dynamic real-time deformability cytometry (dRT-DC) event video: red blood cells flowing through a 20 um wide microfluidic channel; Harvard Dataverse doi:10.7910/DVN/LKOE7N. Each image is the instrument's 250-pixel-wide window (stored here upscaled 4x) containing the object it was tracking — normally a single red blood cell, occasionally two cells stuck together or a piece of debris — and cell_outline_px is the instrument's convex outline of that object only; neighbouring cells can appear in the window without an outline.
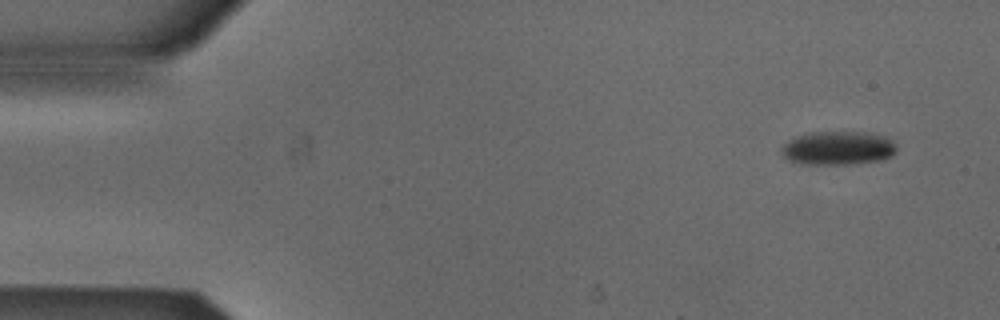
{"species": "Egyptian fruit bat (a non-hibernating species)", "species_latin": "Rousettus aegyptiacus", "temperature_condition": "cold", "stored_images_in_passage": 4, "camera_frame_rate_fps": 3000, "um_per_image_px": 0.085, "animal": {"sex": "male"}, "frame": {"image": 1, "passage_image": 1, "time_ms": 0.0, "image_size_px": [1000, 320], "cell_outline_px": [[896, 152], [892, 156], [880, 160], [848, 164], [800, 164], [788, 160], [780, 152], [784, 144], [788, 140], [796, 136], [812, 132], [856, 132], [876, 136], [888, 140], [896, 144]], "centroid_in_image_um": [71.15, 12.61], "position_along_channel_um": 13.8, "area_um2": 22.2}}
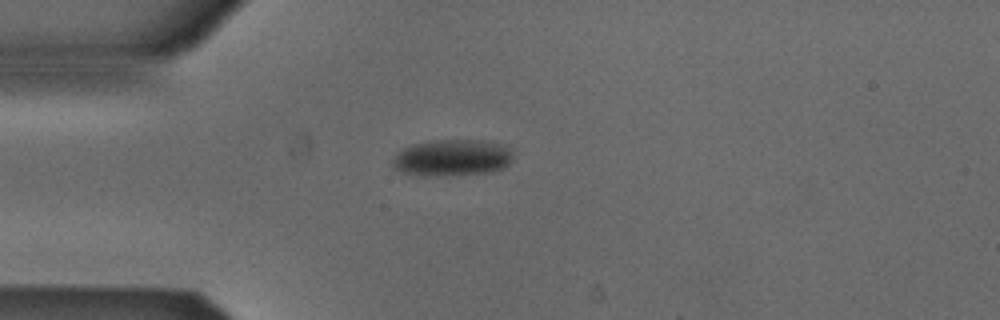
{"frame": {"image": 2, "passage_image": 4, "time_ms": 1.0, "image_size_px": [1000, 320], "cell_outline_px": [[512, 160], [504, 168], [492, 172], [436, 176], [428, 176], [404, 172], [392, 168], [392, 160], [400, 148], [412, 144], [436, 140], [480, 140], [500, 144], [508, 148], [512, 152]], "centroid_in_image_um": [38.41, 13.41], "position_along_channel_um": 46.6, "area_um2": 25.72}}